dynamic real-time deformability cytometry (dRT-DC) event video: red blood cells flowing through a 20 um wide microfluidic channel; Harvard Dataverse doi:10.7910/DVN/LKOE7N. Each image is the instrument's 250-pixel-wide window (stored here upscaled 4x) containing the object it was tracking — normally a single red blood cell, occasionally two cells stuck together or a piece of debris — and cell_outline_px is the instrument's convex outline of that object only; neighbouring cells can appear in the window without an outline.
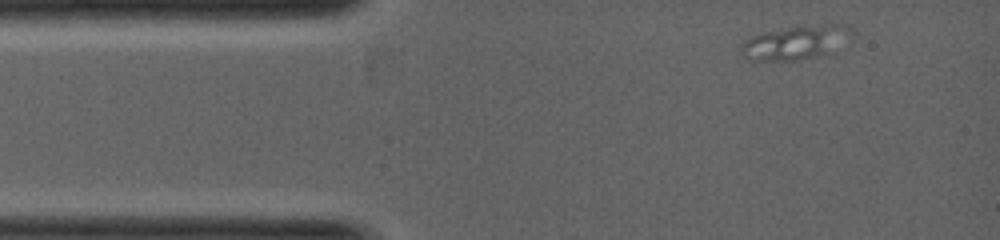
{"species": "common noctule bat (a hibernating species)", "species_latin": "Nyctalus noctula", "temperature_condition": "warm", "stored_images_in_passage": 4, "segment_of_instrument_passage": [1, 2], "camera_frame_rate_fps": 5000, "um_per_image_px": 0.085, "animal": {"sex": "female", "body_mass_g": 19.0, "forearm_length_mm": 53.3}, "frame": {"image": 1, "passage_image": 1, "time_ms": 0.0, "image_size_px": [1000, 240], "cell_outline_px": [[852, 40], [832, 52], [796, 60], [748, 60], [744, 56], [740, 44], [744, 40], [752, 36], [764, 32], [788, 28], [828, 24], [848, 24], [852, 28]], "centroid_in_image_um": [67.71, 3.6], "position_along_channel_um": 17.3, "area_um2": 21.85}}